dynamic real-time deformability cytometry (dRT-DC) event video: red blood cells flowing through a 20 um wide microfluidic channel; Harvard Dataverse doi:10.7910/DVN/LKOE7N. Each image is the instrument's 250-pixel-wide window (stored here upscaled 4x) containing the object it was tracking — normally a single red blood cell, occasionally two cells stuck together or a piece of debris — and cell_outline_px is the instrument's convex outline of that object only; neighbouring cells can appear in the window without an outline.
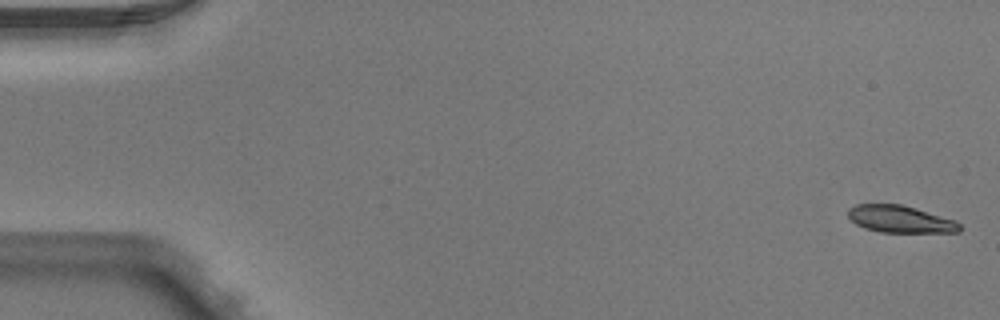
{"species": "Egyptian fruit bat (a non-hibernating species)", "species_latin": "Rousettus aegyptiacus", "temperature_condition": "warm", "stored_images_in_passage": 7, "camera_frame_rate_fps": 3000, "um_per_image_px": 0.085, "animal": {"sex": "male"}, "frame": {"image": 1, "passage_image": 1, "time_ms": 0.0, "image_size_px": [1000, 320], "cell_outline_px": [[960, 232], [880, 232], [864, 228], [856, 224], [848, 216], [848, 208], [856, 204], [900, 204], [916, 208], [956, 220], [960, 224]], "centroid_in_image_um": [76.51, 18.62], "position_along_channel_um": 8.5, "area_um2": 17.63}}
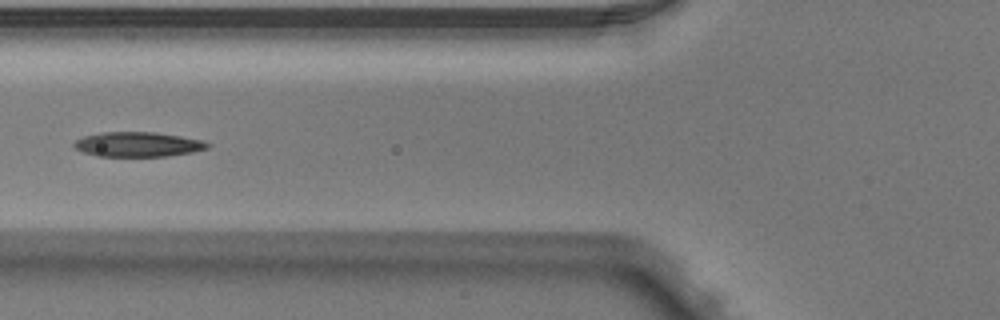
{"frame": {"image": 2, "passage_image": 6, "time_ms": 1.667, "image_size_px": [1000, 320], "cell_outline_px": [[212, 144], [208, 148], [192, 152], [168, 156], [96, 156], [84, 152], [76, 148], [72, 144], [76, 140], [84, 136], [104, 132], [156, 132], [204, 140]], "centroid_in_image_um": [11.76, 12.27], "position_along_channel_um": 114.0, "area_um2": 19.25}}
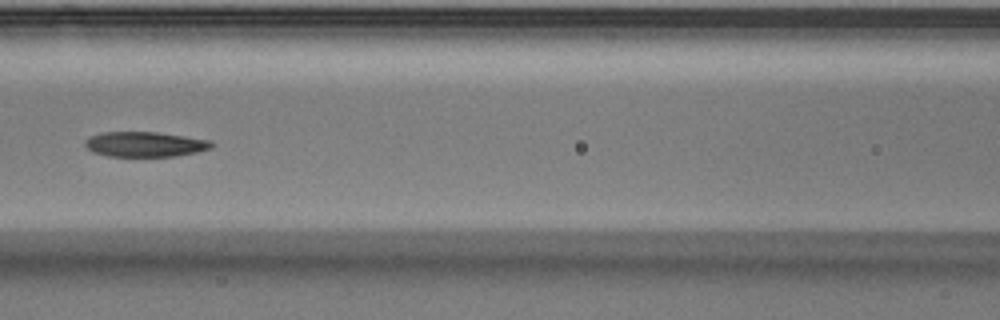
{"frame": {"image": 3, "passage_image": 7, "time_ms": 2.0, "image_size_px": [1000, 320], "cell_outline_px": [[212, 148], [196, 152], [176, 156], [108, 156], [92, 152], [84, 144], [84, 140], [88, 136], [104, 132], [156, 132], [212, 140]], "centroid_in_image_um": [12.3, 12.26], "position_along_channel_um": 154.3, "area_um2": 18.5}}